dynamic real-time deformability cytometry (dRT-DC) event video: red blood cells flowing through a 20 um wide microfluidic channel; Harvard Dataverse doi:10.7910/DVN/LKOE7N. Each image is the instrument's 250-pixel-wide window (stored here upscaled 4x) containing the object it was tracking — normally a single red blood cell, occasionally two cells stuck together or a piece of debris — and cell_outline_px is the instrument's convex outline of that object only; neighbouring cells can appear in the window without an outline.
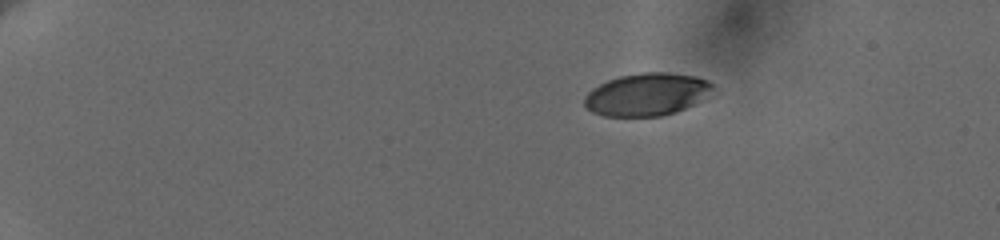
{"species": "human", "species_latin": "Homo sapiens", "temperature_condition": "cold", "stored_images_in_passage": 49, "camera_frame_rate_fps": 3000, "um_per_image_px": 0.085, "donor": {"sex": "female"}, "frame": {"image": 1, "passage_image": 1, "time_ms": 0.0, "image_size_px": [1000, 240], "cell_outline_px": [[716, 88], [692, 104], [684, 108], [660, 116], [604, 116], [592, 112], [584, 104], [584, 100], [588, 92], [592, 88], [608, 80], [620, 76], [644, 72], [668, 72], [696, 76], [708, 80], [716, 84]], "centroid_in_image_um": [54.98, 8.01], "position_along_channel_um": 30.0, "area_um2": 31.62}}
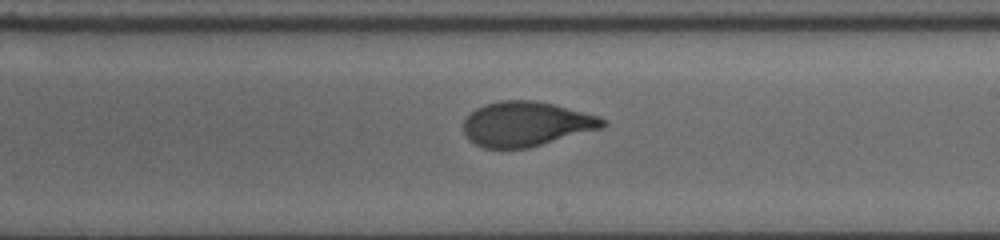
{"frame": {"image": 2, "passage_image": 28, "time_ms": 9.0, "image_size_px": [1000, 240], "cell_outline_px": [[608, 124], [604, 128], [528, 148], [500, 152], [480, 148], [468, 140], [464, 132], [464, 120], [476, 108], [484, 104], [500, 100], [532, 100], [552, 104], [600, 116]], "centroid_in_image_um": [44.69, 10.58], "position_along_channel_um": 244.3, "area_um2": 37.11}}
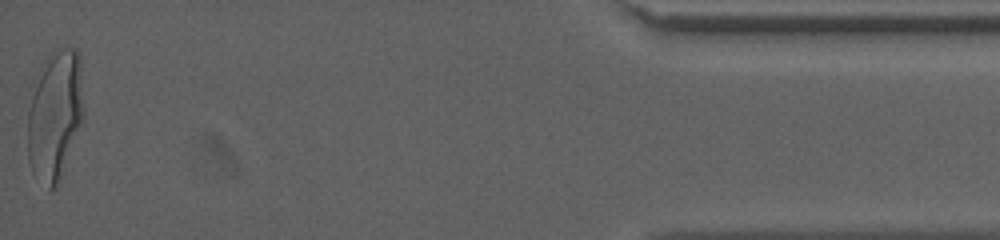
{"frame": {"image": 3, "passage_image": 49, "time_ms": 16.0, "image_size_px": [1000, 240], "cell_outline_px": [[84, 116], [60, 176], [56, 184], [48, 192], [32, 172], [28, 160], [28, 112], [32, 80], [44, 60], [64, 48], [72, 48], [80, 56], [84, 112]], "centroid_in_image_um": [4.63, 9.77], "position_along_channel_um": 430.6, "area_um2": 42.37}, "authors_computed_cell_mechanics": {"area_um2": 36.5874, "velocity_mm_per_s": 3.6302, "shape_relaxation_time_tau1_ms": 3.9292, "shape_relaxation_time_tau2_ms": 0.7799, "deformation_change_tau1": 0.179, "deformation_change_tau2": 0.0502}}